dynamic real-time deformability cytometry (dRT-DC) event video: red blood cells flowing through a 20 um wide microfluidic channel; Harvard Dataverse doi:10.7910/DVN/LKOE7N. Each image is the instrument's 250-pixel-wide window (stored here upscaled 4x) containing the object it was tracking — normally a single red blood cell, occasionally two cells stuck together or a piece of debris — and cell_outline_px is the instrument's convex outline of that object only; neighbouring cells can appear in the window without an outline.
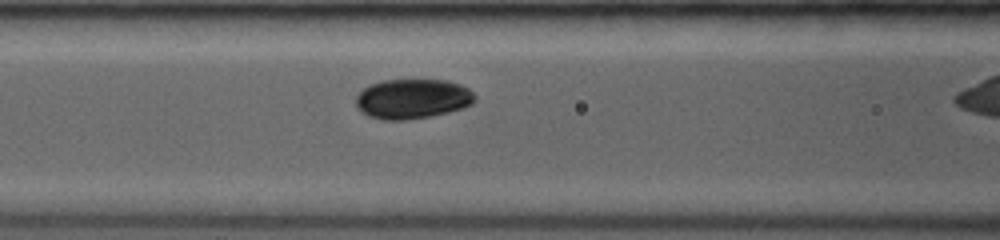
{"species": "common noctule bat (a hibernating species)", "species_latin": "Nyctalus noctula", "temperature_condition": "room temperature", "stored_images_in_passage": 19, "camera_frame_rate_fps": 3500, "um_per_image_px": 0.085, "animal": {"sex": "female", "body_mass_g": 19.0, "forearm_length_mm": 53.3}, "frame": {"image": 1, "passage_image": 6, "time_ms": 2.0, "image_size_px": [1000, 240], "cell_outline_px": [[476, 100], [472, 104], [464, 108], [432, 116], [404, 120], [384, 120], [368, 116], [356, 108], [356, 96], [364, 88], [380, 80], [448, 80], [460, 84], [468, 88], [476, 96]], "centroid_in_image_um": [35.07, 8.4], "position_along_channel_um": 131.5, "area_um2": 27.8}}
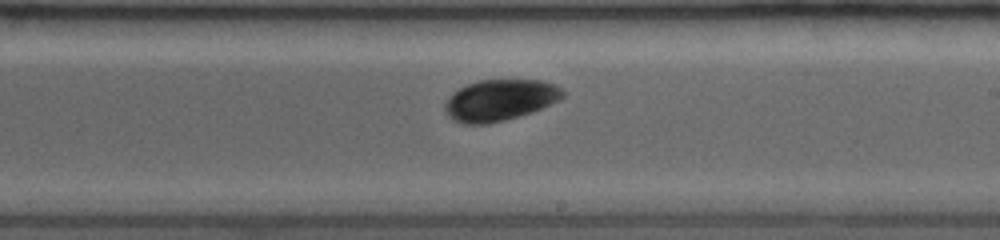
{"frame": {"image": 2, "passage_image": 14, "time_ms": 4.857, "image_size_px": [1000, 240], "cell_outline_px": [[564, 96], [560, 100], [532, 112], [504, 120], [488, 124], [464, 124], [448, 116], [444, 112], [444, 104], [452, 92], [476, 80], [540, 80], [556, 84], [564, 92]], "centroid_in_image_um": [42.48, 8.5], "position_along_channel_um": 246.5, "area_um2": 28.38}}
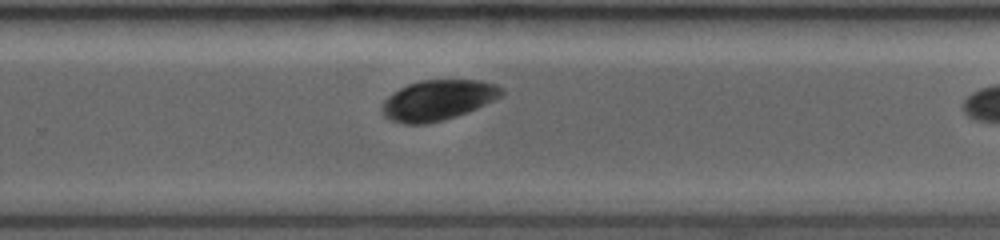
{"frame": {"image": 3, "passage_image": 17, "time_ms": 6.0, "image_size_px": [1000, 240], "cell_outline_px": [[504, 92], [500, 96], [468, 112], [456, 116], [424, 124], [404, 124], [392, 120], [384, 116], [380, 112], [380, 104], [392, 92], [408, 84], [420, 80], [480, 80], [496, 84], [504, 88]], "centroid_in_image_um": [37.18, 8.5], "position_along_channel_um": 292.6, "area_um2": 28.09}}